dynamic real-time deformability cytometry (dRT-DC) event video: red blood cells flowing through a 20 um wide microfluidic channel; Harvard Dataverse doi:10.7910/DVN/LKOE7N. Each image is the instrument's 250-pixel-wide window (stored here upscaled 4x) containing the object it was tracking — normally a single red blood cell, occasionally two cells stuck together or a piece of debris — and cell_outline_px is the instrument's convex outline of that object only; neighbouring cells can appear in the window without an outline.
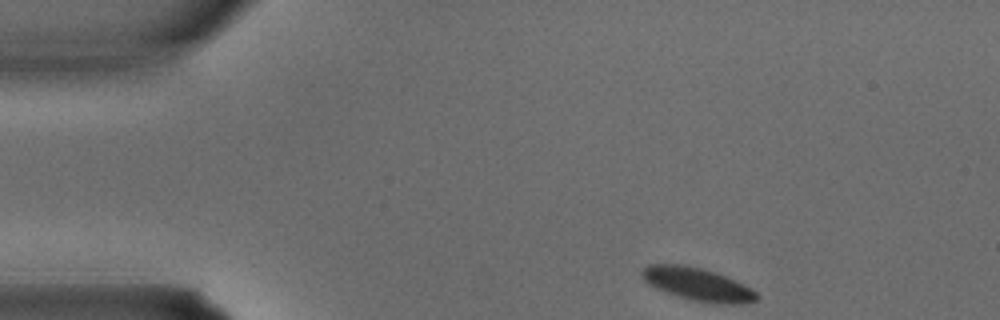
{"species": "common noctule bat (a hibernating species)", "species_latin": "Nyctalus noctula", "temperature_condition": "warm", "stored_images_in_passage": 2, "camera_frame_rate_fps": 3000, "um_per_image_px": 0.085, "animal": {"sex": "male", "body_mass_g": 15.6}, "frame": {"image": 1, "passage_image": 1, "time_ms": 0.0, "image_size_px": [1000, 320], "cell_outline_px": [[760, 296], [756, 300], [740, 304], [724, 304], [692, 300], [656, 288], [648, 284], [640, 276], [640, 272], [648, 264], [680, 264], [700, 268], [716, 272], [736, 280], [752, 288]], "centroid_in_image_um": [59.31, 24.15], "position_along_channel_um": 25.7, "area_um2": 21.91}}